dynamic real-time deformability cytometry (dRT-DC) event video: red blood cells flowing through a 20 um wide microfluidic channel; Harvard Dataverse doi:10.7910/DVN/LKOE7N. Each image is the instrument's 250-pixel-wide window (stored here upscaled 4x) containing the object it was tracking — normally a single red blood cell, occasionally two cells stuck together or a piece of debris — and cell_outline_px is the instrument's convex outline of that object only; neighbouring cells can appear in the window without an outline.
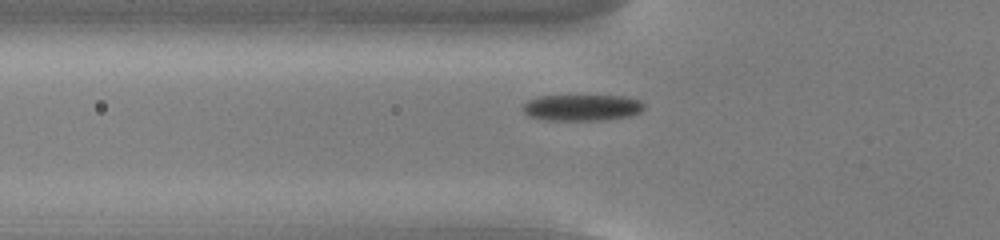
{"species": "common noctule bat (a hibernating species)", "species_latin": "Nyctalus noctula", "temperature_condition": "cold", "stored_images_in_passage": 49, "camera_frame_rate_fps": 3000, "um_per_image_px": 0.085, "animal": {"sex": "male", "body_mass_g": 13.0, "forearm_length_mm": 53.1}, "frame": {"image": 1, "passage_image": 13, "time_ms": 4.0, "image_size_px": [1000, 240], "cell_outline_px": [[644, 108], [640, 112], [628, 116], [604, 120], [548, 120], [528, 116], [524, 112], [524, 104], [528, 100], [540, 96], [624, 96], [640, 100], [644, 104]], "centroid_in_image_um": [49.48, 9.15], "position_along_channel_um": 76.3, "area_um2": 18.44}}
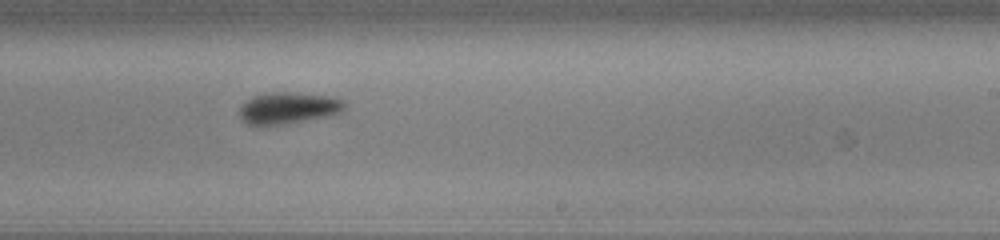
{"frame": {"image": 2, "passage_image": 28, "time_ms": 9.0, "image_size_px": [1000, 240], "cell_outline_px": [[344, 108], [340, 112], [328, 116], [288, 124], [248, 124], [240, 120], [240, 108], [252, 96], [272, 92], [288, 92], [328, 96], [344, 100]], "centroid_in_image_um": [24.5, 9.18], "position_along_channel_um": 264.5, "area_um2": 19.07}}
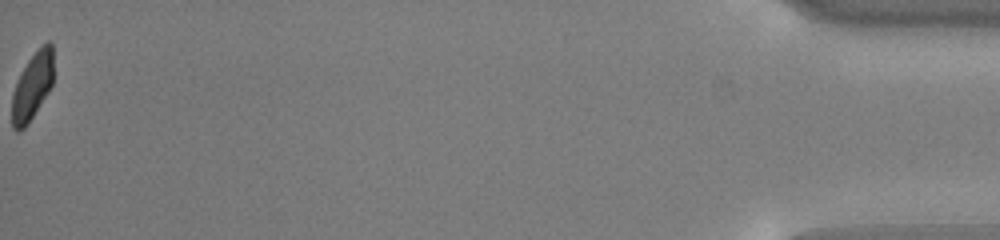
{"frame": {"image": 3, "passage_image": 49, "time_ms": 16.0, "image_size_px": [1000, 240], "cell_outline_px": [[52, 84], [48, 92], [28, 124], [20, 132], [16, 132], [12, 128], [12, 92], [20, 72], [28, 60], [40, 44], [48, 40], [52, 44]], "centroid_in_image_um": [2.72, 7.32], "position_along_channel_um": 432.5, "area_um2": 16.42}, "authors_computed_cell_mechanics": {"area_um2": 18.6694, "velocity_mm_per_s": 3.7657, "shape_relaxation_time_tau1_ms": 2.6488, "shape_relaxation_time_tau2_ms": null, "deformation_change_tau1": 0.1179, "deformation_change_tau2": null}}